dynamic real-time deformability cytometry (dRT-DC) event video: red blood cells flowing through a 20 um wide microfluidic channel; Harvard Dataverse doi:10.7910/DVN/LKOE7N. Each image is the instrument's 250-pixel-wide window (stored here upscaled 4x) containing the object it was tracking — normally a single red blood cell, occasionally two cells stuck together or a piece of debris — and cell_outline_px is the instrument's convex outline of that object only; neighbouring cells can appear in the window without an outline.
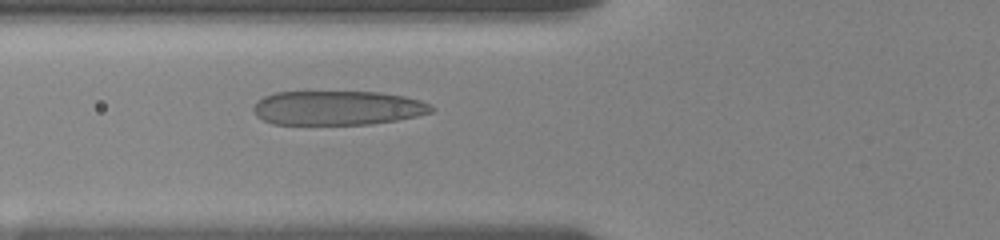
{"species": "human", "species_latin": "Homo sapiens", "temperature_condition": "room temperature", "stored_images_in_passage": 48, "camera_frame_rate_fps": 3000, "um_per_image_px": 0.085, "donor": {"sex": "female"}, "frame": {"image": 1, "passage_image": 14, "time_ms": 4.333, "image_size_px": [1000, 240], "cell_outline_px": [[436, 108], [432, 112], [416, 116], [396, 120], [372, 124], [272, 124], [256, 116], [252, 108], [256, 100], [264, 96], [276, 92], [380, 92], [404, 96], [420, 100], [432, 104]], "centroid_in_image_um": [28.69, 9.17], "position_along_channel_um": 97.1, "area_um2": 35.78}}
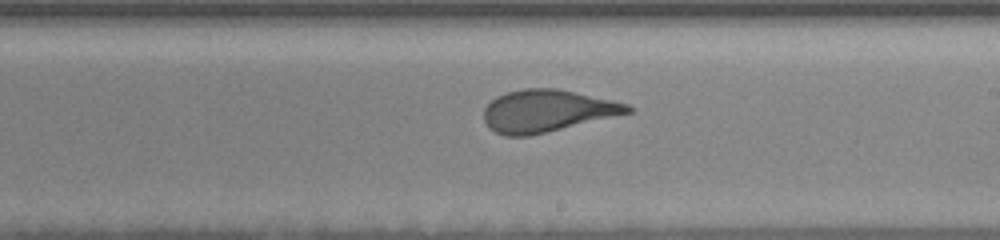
{"frame": {"image": 2, "passage_image": 26, "time_ms": 8.333, "image_size_px": [1000, 240], "cell_outline_px": [[636, 108], [632, 112], [528, 136], [504, 136], [488, 128], [484, 120], [484, 108], [496, 96], [508, 92], [524, 88], [556, 88], [612, 100], [628, 104]], "centroid_in_image_um": [46.48, 9.42], "position_along_channel_um": 242.5, "area_um2": 35.08}}
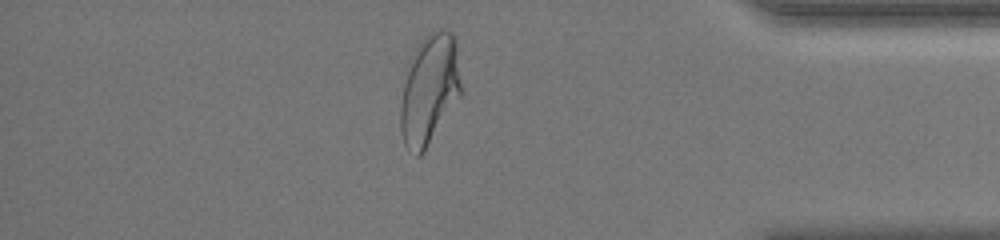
{"frame": {"image": 3, "passage_image": 41, "time_ms": 13.333, "image_size_px": [1000, 240], "cell_outline_px": [[460, 96], [424, 152], [420, 156], [416, 156], [404, 144], [400, 132], [400, 104], [404, 84], [412, 56], [420, 40], [428, 32], [436, 28], [444, 28], [452, 32], [456, 40], [460, 84]], "centroid_in_image_um": [36.5, 7.59], "position_along_channel_um": 398.7, "area_um2": 38.67}, "authors_computed_cell_mechanics": {"area_um2": 37.5122, "velocity_mm_per_s": 3.6251, "shape_relaxation_time_tau1_ms": 4.1792, "shape_relaxation_time_tau2_ms": 0.7462, "deformation_change_tau1": 0.1963, "deformation_change_tau2": 0.0879}}